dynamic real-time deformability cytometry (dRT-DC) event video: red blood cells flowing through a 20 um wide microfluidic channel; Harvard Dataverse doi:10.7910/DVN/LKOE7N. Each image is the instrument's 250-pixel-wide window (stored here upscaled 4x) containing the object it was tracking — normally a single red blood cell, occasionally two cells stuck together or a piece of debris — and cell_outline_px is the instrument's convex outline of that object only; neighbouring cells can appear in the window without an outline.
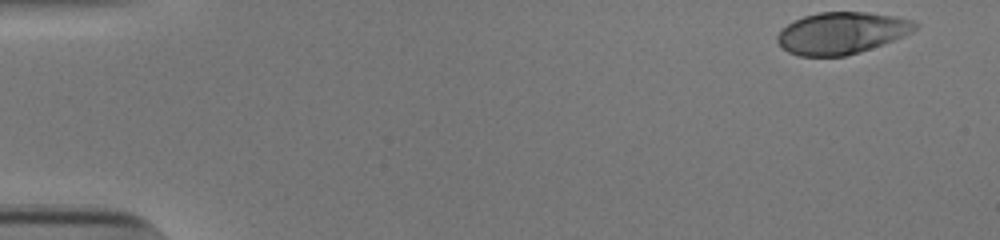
{"species": "human", "species_latin": "Homo sapiens", "temperature_condition": "cold", "stored_images_in_passage": 42, "camera_frame_rate_fps": 3000, "um_per_image_px": 0.085, "donor": {"sex": "male"}, "frame": {"image": 1, "passage_image": 1, "time_ms": 0.0, "image_size_px": [1000, 240], "cell_outline_px": [[920, 24], [916, 28], [892, 40], [844, 56], [800, 56], [788, 52], [776, 40], [776, 36], [788, 24], [804, 16], [820, 12], [864, 12], [892, 16], [912, 20]], "centroid_in_image_um": [71.49, 2.8], "position_along_channel_um": 13.5, "area_um2": 32.71}}
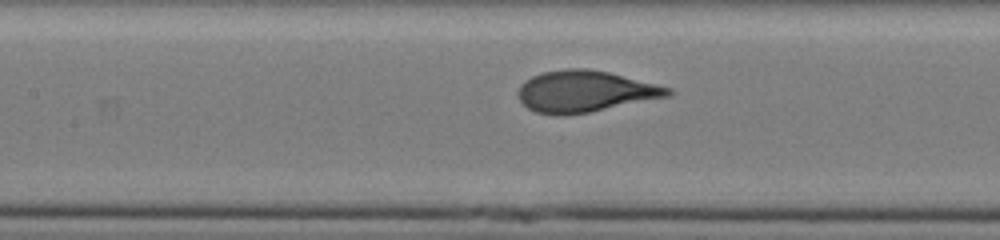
{"frame": {"image": 2, "passage_image": 23, "time_ms": 7.333, "image_size_px": [1000, 240], "cell_outline_px": [[676, 92], [672, 96], [588, 112], [564, 116], [552, 116], [536, 112], [528, 108], [520, 100], [520, 84], [524, 80], [540, 72], [568, 68], [588, 68], [608, 72], [672, 88]], "centroid_in_image_um": [49.74, 7.77], "position_along_channel_um": 157.7, "area_um2": 36.36}}
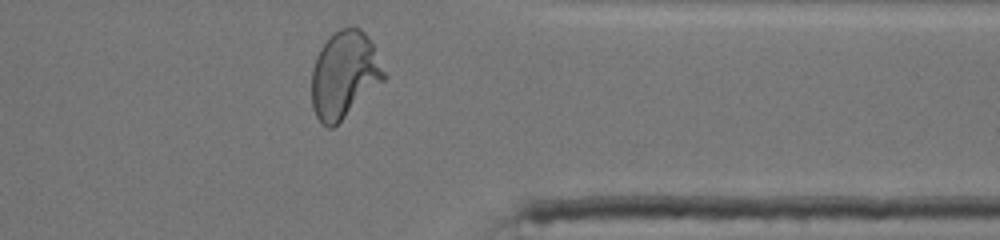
{"frame": {"image": 3, "passage_image": 41, "time_ms": 13.333, "image_size_px": [1000, 240], "cell_outline_px": [[388, 76], [384, 80], [332, 128], [328, 128], [316, 116], [312, 108], [312, 68], [316, 56], [320, 48], [340, 28], [360, 28], [368, 36]], "centroid_in_image_um": [29.27, 6.35], "position_along_channel_um": 382.1, "area_um2": 36.07}, "authors_computed_cell_mechanics": {"area_um2": 35.258, "velocity_mm_per_s": 3.8605, "shape_relaxation_time_tau1_ms": 5.3384, "shape_relaxation_time_tau2_ms": null, "deformation_change_tau1": 0.2282, "deformation_change_tau2": null}}